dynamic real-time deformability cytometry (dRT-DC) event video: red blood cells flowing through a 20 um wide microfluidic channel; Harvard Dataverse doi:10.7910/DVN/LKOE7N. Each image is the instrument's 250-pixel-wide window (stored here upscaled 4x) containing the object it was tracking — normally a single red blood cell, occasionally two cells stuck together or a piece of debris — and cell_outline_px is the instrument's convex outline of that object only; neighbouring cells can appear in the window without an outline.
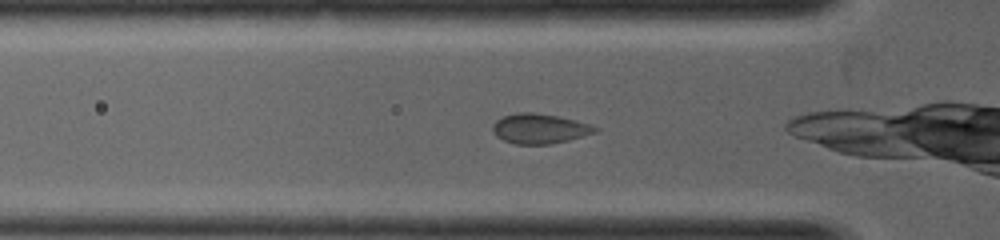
{"species": "common noctule bat (a hibernating species)", "species_latin": "Nyctalus noctula", "temperature_condition": "warm", "stored_images_in_passage": 27, "camera_frame_rate_fps": 5000, "um_per_image_px": 0.085, "animal": {"sex": "female", "body_mass_g": 19.0, "forearm_length_mm": 53.3}, "frame": {"image": 1, "passage_image": 6, "time_ms": 1.0, "image_size_px": [1000, 240], "cell_outline_px": [[600, 132], [552, 144], [516, 144], [504, 140], [496, 136], [492, 132], [492, 124], [496, 120], [504, 116], [516, 112], [532, 112], [556, 116], [576, 120], [600, 128]], "centroid_in_image_um": [45.88, 10.94], "position_along_channel_um": 79.9, "area_um2": 17.98}}
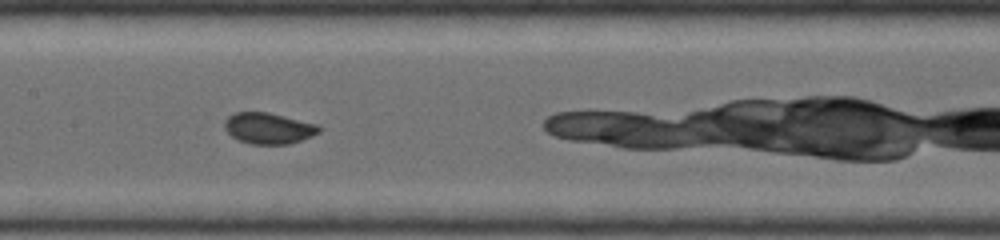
{"frame": {"image": 2, "passage_image": 12, "time_ms": 2.2, "image_size_px": [1000, 240], "cell_outline_px": [[320, 132], [312, 136], [288, 144], [252, 144], [236, 140], [224, 128], [224, 120], [228, 116], [236, 112], [268, 112], [320, 124]], "centroid_in_image_um": [22.83, 10.89], "position_along_channel_um": 184.6, "area_um2": 17.28}}
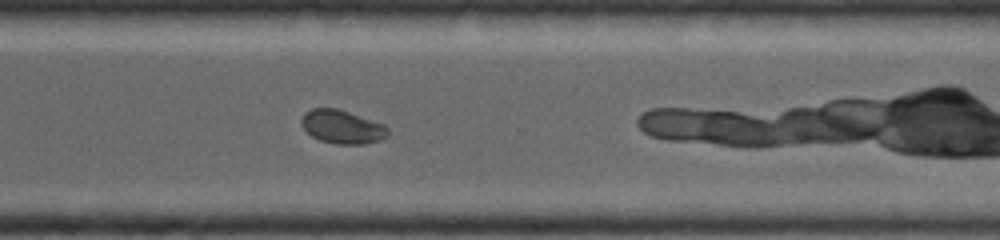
{"frame": {"image": 3, "passage_image": 21, "time_ms": 4.0, "image_size_px": [1000, 240], "cell_outline_px": [[388, 136], [380, 140], [364, 144], [336, 144], [320, 140], [312, 136], [304, 128], [300, 120], [304, 112], [312, 108], [336, 108], [384, 124], [388, 128]], "centroid_in_image_um": [29.08, 10.78], "position_along_channel_um": 341.5, "area_um2": 16.82}}